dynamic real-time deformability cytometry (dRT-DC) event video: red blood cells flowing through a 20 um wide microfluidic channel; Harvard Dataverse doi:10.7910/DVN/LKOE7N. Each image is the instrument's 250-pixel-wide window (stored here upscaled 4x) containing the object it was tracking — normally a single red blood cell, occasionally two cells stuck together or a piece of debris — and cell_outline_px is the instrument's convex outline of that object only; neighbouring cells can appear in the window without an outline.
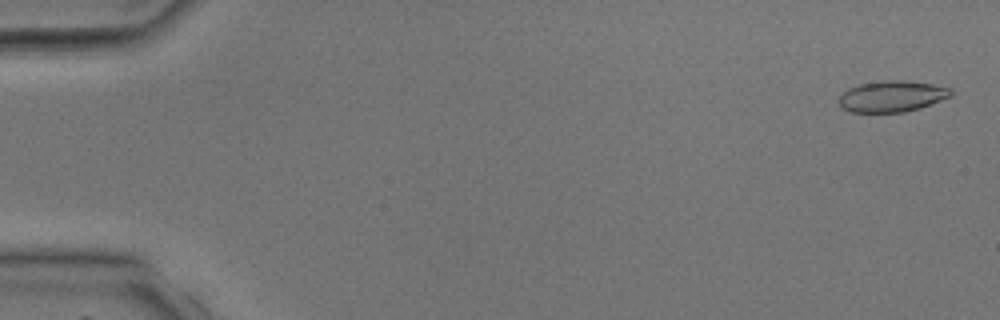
{"species": "common noctule bat (a hibernating species)", "species_latin": "Nyctalus noctula", "temperature_condition": "room temperature", "stored_images_in_passage": 40, "camera_frame_rate_fps": 3000, "um_per_image_px": 0.085, "animal": {"sex": "male", "body_mass_g": 17.9, "forearm_length_mm": 54.2}, "frame": {"image": 1, "passage_image": 2, "time_ms": 0.333, "image_size_px": [1000, 320], "cell_outline_px": [[952, 96], [920, 108], [904, 112], [852, 112], [840, 108], [840, 96], [848, 88], [860, 84], [880, 80], [904, 80], [932, 84], [948, 88], [952, 92]], "centroid_in_image_um": [75.8, 8.18], "position_along_channel_um": 9.2, "area_um2": 20.29}}
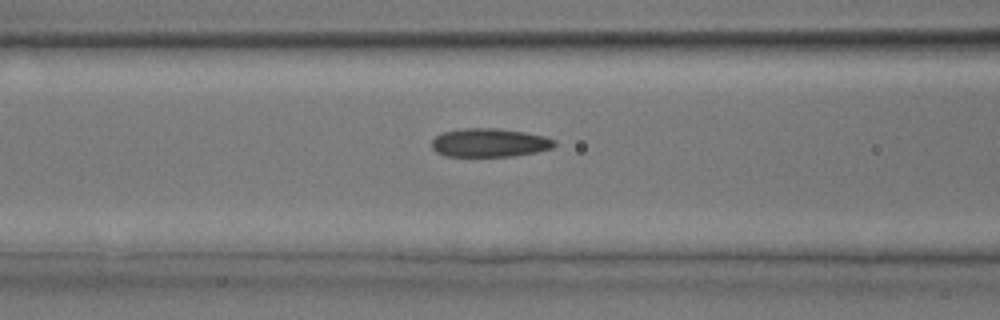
{"frame": {"image": 2, "passage_image": 17, "time_ms": 5.333, "image_size_px": [1000, 320], "cell_outline_px": [[556, 144], [552, 148], [536, 152], [516, 156], [444, 156], [436, 152], [432, 148], [432, 140], [436, 136], [444, 132], [464, 128], [496, 128], [524, 132], [544, 136], [556, 140]], "centroid_in_image_um": [41.62, 12.13], "position_along_channel_um": 125.0, "area_um2": 20.46}}
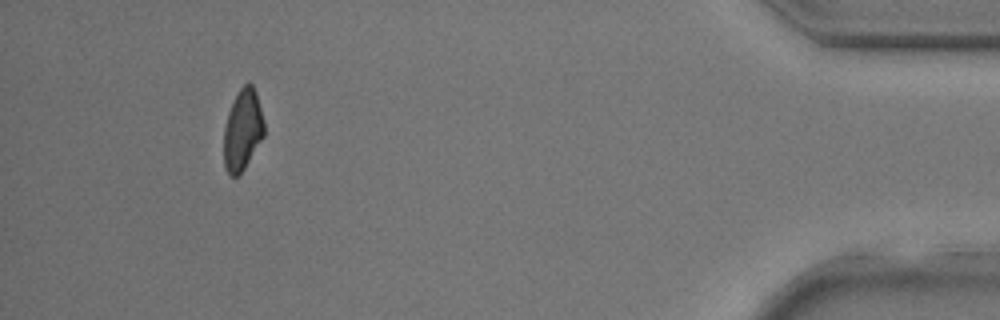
{"frame": {"image": 3, "passage_image": 37, "time_ms": 12.0, "image_size_px": [1000, 320], "cell_outline_px": [[264, 136], [244, 168], [236, 176], [228, 176], [224, 164], [224, 128], [228, 112], [240, 88], [248, 80], [252, 84], [256, 92], [264, 120]], "centroid_in_image_um": [20.62, 11.03], "position_along_channel_um": 414.6, "area_um2": 18.96}}